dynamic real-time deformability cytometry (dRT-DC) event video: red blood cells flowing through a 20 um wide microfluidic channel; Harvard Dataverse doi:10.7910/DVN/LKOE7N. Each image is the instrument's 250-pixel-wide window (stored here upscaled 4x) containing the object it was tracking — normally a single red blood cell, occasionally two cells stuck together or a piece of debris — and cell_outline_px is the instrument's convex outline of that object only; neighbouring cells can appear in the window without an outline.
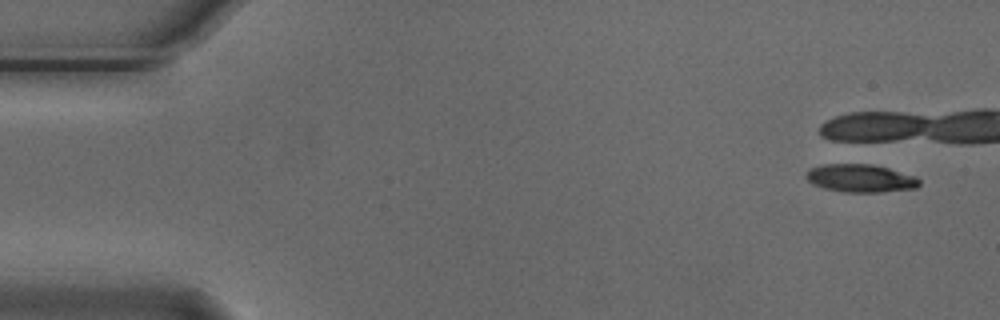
{"species": "Egyptian fruit bat (a non-hibernating species)", "species_latin": "Rousettus aegyptiacus", "temperature_condition": "cold", "stored_images_in_passage": 8, "camera_frame_rate_fps": 3000, "um_per_image_px": 0.085, "animal": {"sex": "male"}, "frame": {"image": 1, "passage_image": 1, "time_ms": 0.0, "image_size_px": [1000, 320], "cell_outline_px": [[920, 184], [916, 188], [880, 192], [844, 192], [824, 188], [812, 184], [804, 176], [812, 168], [824, 164], [872, 164], [888, 168], [916, 176], [920, 180]], "centroid_in_image_um": [73.16, 15.15], "position_along_channel_um": 11.8, "area_um2": 18.38}}
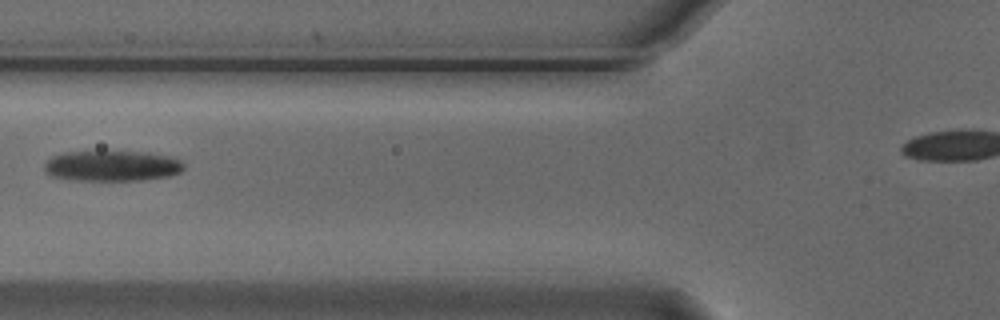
{"frame": {"image": 2, "passage_image": 7, "time_ms": 2.0, "image_size_px": [1000, 320], "cell_outline_px": [[184, 168], [180, 172], [168, 176], [140, 180], [80, 180], [52, 176], [44, 172], [44, 164], [52, 156], [60, 152], [148, 152], [172, 156], [180, 160], [184, 164]], "centroid_in_image_um": [9.53, 14.09], "position_along_channel_um": 116.3, "area_um2": 24.8}}
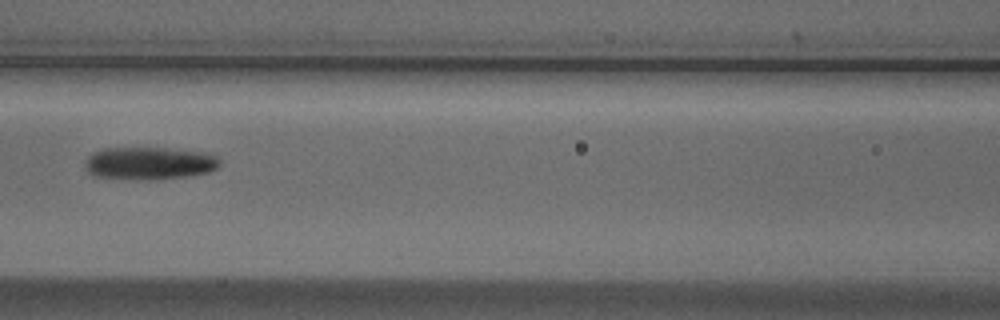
{"frame": {"image": 3, "passage_image": 8, "time_ms": 2.333, "image_size_px": [1000, 320], "cell_outline_px": [[220, 164], [216, 168], [208, 172], [188, 176], [148, 180], [140, 180], [92, 176], [88, 172], [84, 164], [84, 160], [92, 152], [100, 148], [164, 148], [212, 152], [220, 160]], "centroid_in_image_um": [12.67, 13.87], "position_along_channel_um": 153.9, "area_um2": 26.07}}